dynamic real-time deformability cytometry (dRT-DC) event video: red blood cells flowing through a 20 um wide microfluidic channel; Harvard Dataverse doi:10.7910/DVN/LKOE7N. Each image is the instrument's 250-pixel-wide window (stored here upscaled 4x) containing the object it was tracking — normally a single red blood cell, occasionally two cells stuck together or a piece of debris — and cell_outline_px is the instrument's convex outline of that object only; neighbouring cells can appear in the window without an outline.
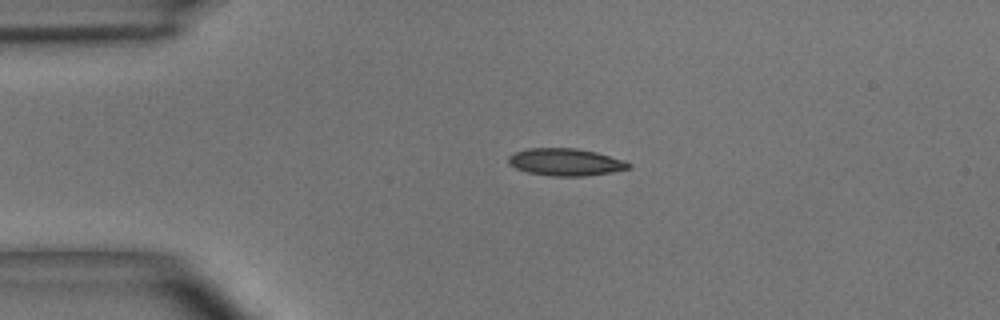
{"species": "common noctule bat (a hibernating species)", "species_latin": "Nyctalus noctula", "temperature_condition": "room temperature", "stored_images_in_passage": 39, "camera_frame_rate_fps": 3000, "um_per_image_px": 0.085, "animal": {"sex": "male", "body_mass_g": 15.6}, "frame": {"image": 1, "passage_image": 1, "time_ms": 0.0, "image_size_px": [1000, 320], "cell_outline_px": [[632, 168], [612, 172], [584, 176], [552, 176], [528, 172], [516, 168], [508, 164], [508, 156], [516, 152], [528, 148], [576, 148], [596, 152], [624, 160], [632, 164]], "centroid_in_image_um": [48.09, 13.77], "position_along_channel_um": 36.9, "area_um2": 19.13}}
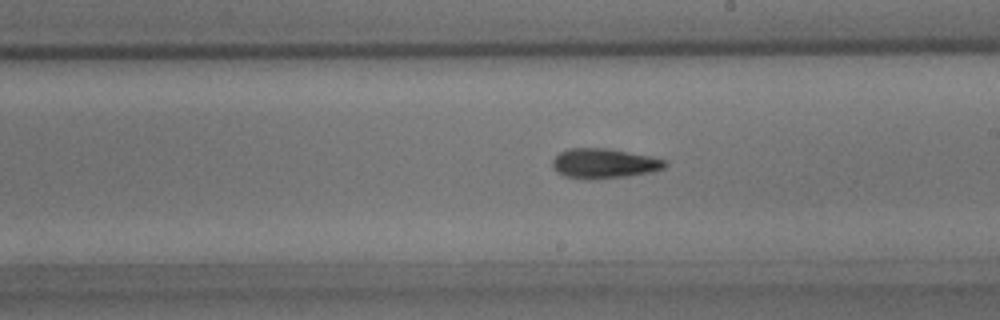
{"frame": {"image": 2, "passage_image": 18, "time_ms": 5.667, "image_size_px": [1000, 320], "cell_outline_px": [[668, 164], [664, 168], [648, 172], [628, 176], [592, 180], [588, 180], [564, 176], [556, 172], [552, 168], [552, 160], [560, 152], [568, 148], [608, 148], [652, 156], [668, 160]], "centroid_in_image_um": [51.34, 13.89], "position_along_channel_um": 237.7, "area_um2": 19.88}}
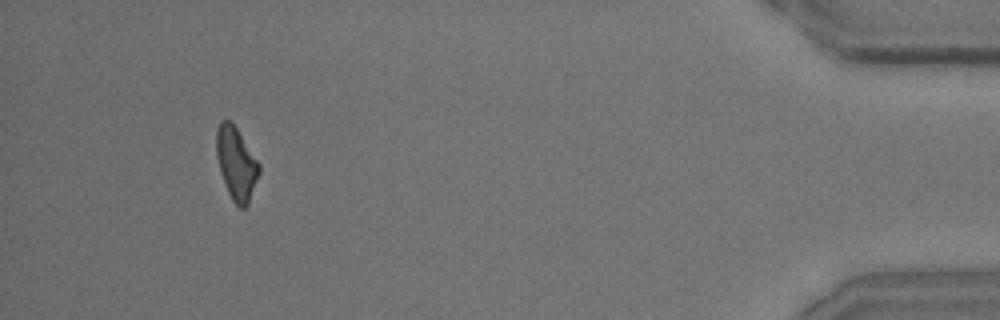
{"frame": {"image": 3, "passage_image": 36, "time_ms": 11.667, "image_size_px": [1000, 320], "cell_outline_px": [[260, 172], [248, 204], [244, 208], [240, 208], [232, 200], [228, 192], [220, 172], [216, 156], [216, 132], [220, 120], [228, 120], [236, 128], [260, 164]], "centroid_in_image_um": [20.07, 13.91], "position_along_channel_um": 415.1, "area_um2": 17.92}, "authors_computed_cell_mechanics": {"area_um2": 18.8428, "velocity_mm_per_s": 4.0778, "shape_relaxation_time_tau1_ms": 3.7947, "shape_relaxation_time_tau2_ms": 5.7036, "deformation_change_tau1": 0.1372, "deformation_change_tau2": 0.1504}}